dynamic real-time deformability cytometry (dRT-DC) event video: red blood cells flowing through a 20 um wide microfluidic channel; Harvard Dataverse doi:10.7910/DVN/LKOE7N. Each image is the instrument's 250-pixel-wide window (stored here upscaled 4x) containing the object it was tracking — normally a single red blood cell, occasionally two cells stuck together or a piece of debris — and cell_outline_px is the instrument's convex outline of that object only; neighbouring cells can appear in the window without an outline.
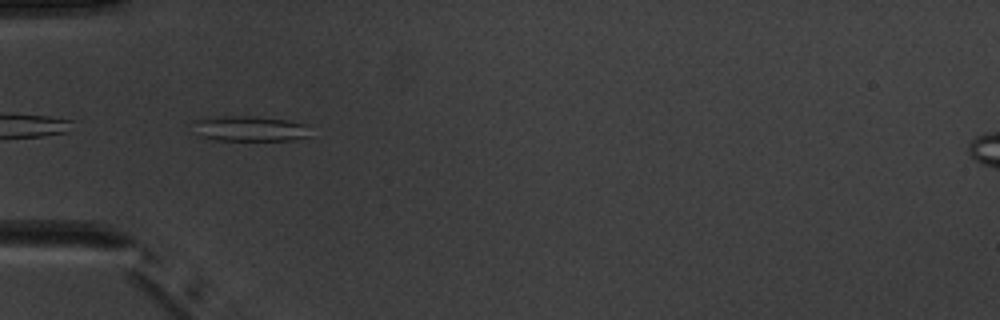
{"species": "common noctule bat (a hibernating species)", "species_latin": "Nyctalus noctula", "temperature_condition": "warm", "stored_images_in_passage": 5, "camera_frame_rate_fps": 3000, "um_per_image_px": 0.085, "animal": {"sex": "male", "body_mass_g": 20.1, "forearm_length_mm": 53.5}, "frame": {"image": 1, "passage_image": 5, "time_ms": 4.667, "image_size_px": [1000, 320], "cell_outline_px": [[308, 136], [292, 140], [216, 140], [200, 136], [192, 120], [224, 116], [252, 116], [288, 120], [308, 124]], "centroid_in_image_um": [21.26, 10.93], "position_along_channel_um": 63.7, "area_um2": 17.11}}